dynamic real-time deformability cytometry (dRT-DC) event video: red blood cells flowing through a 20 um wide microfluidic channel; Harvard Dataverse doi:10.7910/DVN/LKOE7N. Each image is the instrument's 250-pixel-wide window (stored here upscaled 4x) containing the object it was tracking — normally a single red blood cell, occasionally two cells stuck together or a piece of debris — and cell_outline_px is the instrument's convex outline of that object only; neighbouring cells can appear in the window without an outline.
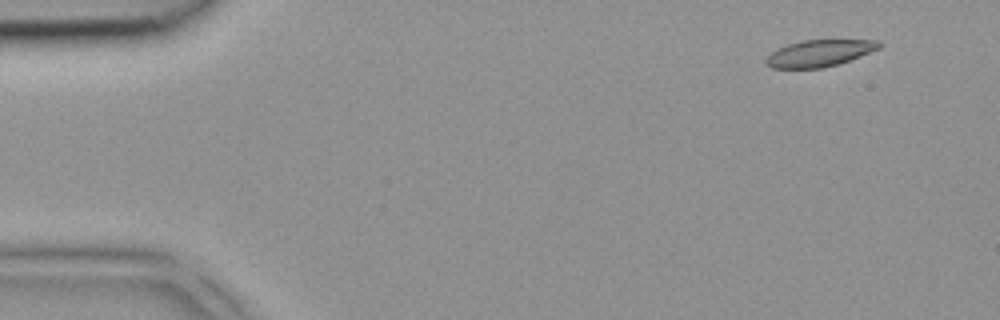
{"species": "common noctule bat (a hibernating species)", "species_latin": "Nyctalus noctula", "temperature_condition": "room temperature", "stored_images_in_passage": 2, "camera_frame_rate_fps": 3000, "um_per_image_px": 0.085, "animal": {"sex": "female", "body_mass_g": 18.4}, "frame": {"image": 1, "passage_image": 1, "time_ms": 0.0, "image_size_px": [1000, 320], "cell_outline_px": [[884, 44], [880, 48], [848, 60], [824, 68], [772, 68], [764, 64], [764, 60], [776, 48], [788, 44], [804, 40], [880, 40]], "centroid_in_image_um": [69.63, 4.52], "position_along_channel_um": 15.4, "area_um2": 17.57}}